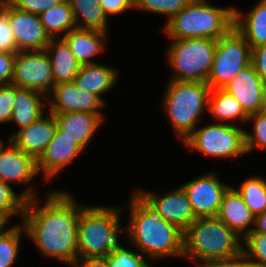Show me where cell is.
Masks as SVG:
<instances>
[{"mask_svg":"<svg viewBox=\"0 0 266 267\" xmlns=\"http://www.w3.org/2000/svg\"><path fill=\"white\" fill-rule=\"evenodd\" d=\"M45 196L43 205H38V197L26 202L22 219L26 235L42 255L71 266L78 258V221L85 205H78L64 190H51Z\"/></svg>","mask_w":266,"mask_h":267,"instance_id":"6da1fadb","label":"cell"},{"mask_svg":"<svg viewBox=\"0 0 266 267\" xmlns=\"http://www.w3.org/2000/svg\"><path fill=\"white\" fill-rule=\"evenodd\" d=\"M129 202L130 215L124 232L128 235L130 247L138 248L151 260L183 258L184 233L159 217L136 192Z\"/></svg>","mask_w":266,"mask_h":267,"instance_id":"7a4b0ae2","label":"cell"},{"mask_svg":"<svg viewBox=\"0 0 266 267\" xmlns=\"http://www.w3.org/2000/svg\"><path fill=\"white\" fill-rule=\"evenodd\" d=\"M240 251L242 238L217 217L197 218L183 235V257L197 267Z\"/></svg>","mask_w":266,"mask_h":267,"instance_id":"3957f363","label":"cell"},{"mask_svg":"<svg viewBox=\"0 0 266 267\" xmlns=\"http://www.w3.org/2000/svg\"><path fill=\"white\" fill-rule=\"evenodd\" d=\"M234 8L213 6L208 0H191L165 22L164 33L170 39L218 40L234 27Z\"/></svg>","mask_w":266,"mask_h":267,"instance_id":"277c9868","label":"cell"},{"mask_svg":"<svg viewBox=\"0 0 266 267\" xmlns=\"http://www.w3.org/2000/svg\"><path fill=\"white\" fill-rule=\"evenodd\" d=\"M123 207L85 206L79 214L77 250L78 258L106 257L120 244L118 235L124 231L120 225Z\"/></svg>","mask_w":266,"mask_h":267,"instance_id":"5b68a950","label":"cell"},{"mask_svg":"<svg viewBox=\"0 0 266 267\" xmlns=\"http://www.w3.org/2000/svg\"><path fill=\"white\" fill-rule=\"evenodd\" d=\"M165 88L160 105L163 103L175 135L184 142L198 127L201 115L208 112L211 88L206 82L173 80Z\"/></svg>","mask_w":266,"mask_h":267,"instance_id":"8992f818","label":"cell"},{"mask_svg":"<svg viewBox=\"0 0 266 267\" xmlns=\"http://www.w3.org/2000/svg\"><path fill=\"white\" fill-rule=\"evenodd\" d=\"M216 46L213 38L171 39L166 53L172 68L169 80L207 83Z\"/></svg>","mask_w":266,"mask_h":267,"instance_id":"52a82bcc","label":"cell"},{"mask_svg":"<svg viewBox=\"0 0 266 267\" xmlns=\"http://www.w3.org/2000/svg\"><path fill=\"white\" fill-rule=\"evenodd\" d=\"M245 130L239 124H208L197 127L183 143L204 155L231 159L247 153Z\"/></svg>","mask_w":266,"mask_h":267,"instance_id":"ba28073f","label":"cell"},{"mask_svg":"<svg viewBox=\"0 0 266 267\" xmlns=\"http://www.w3.org/2000/svg\"><path fill=\"white\" fill-rule=\"evenodd\" d=\"M251 51L250 45L235 27L219 38L207 80L210 88L223 89L251 63Z\"/></svg>","mask_w":266,"mask_h":267,"instance_id":"9c48e42d","label":"cell"},{"mask_svg":"<svg viewBox=\"0 0 266 267\" xmlns=\"http://www.w3.org/2000/svg\"><path fill=\"white\" fill-rule=\"evenodd\" d=\"M11 85L48 96L54 87L52 66L45 50L15 53Z\"/></svg>","mask_w":266,"mask_h":267,"instance_id":"30bf717a","label":"cell"},{"mask_svg":"<svg viewBox=\"0 0 266 267\" xmlns=\"http://www.w3.org/2000/svg\"><path fill=\"white\" fill-rule=\"evenodd\" d=\"M135 192L159 217L183 233L197 219L192 204L181 186L173 188L170 192H165L163 196H158L149 190H136Z\"/></svg>","mask_w":266,"mask_h":267,"instance_id":"8fae6325","label":"cell"},{"mask_svg":"<svg viewBox=\"0 0 266 267\" xmlns=\"http://www.w3.org/2000/svg\"><path fill=\"white\" fill-rule=\"evenodd\" d=\"M7 148L5 145L0 147V180L10 183L30 185L20 194L27 200L36 198L34 187L31 182L36 180L39 175L37 160L16 147L7 139ZM17 183V184H16Z\"/></svg>","mask_w":266,"mask_h":267,"instance_id":"7c38bea8","label":"cell"},{"mask_svg":"<svg viewBox=\"0 0 266 267\" xmlns=\"http://www.w3.org/2000/svg\"><path fill=\"white\" fill-rule=\"evenodd\" d=\"M0 8L8 15L18 51H40L50 42L39 15L13 7L7 0H0Z\"/></svg>","mask_w":266,"mask_h":267,"instance_id":"4fadbf2b","label":"cell"},{"mask_svg":"<svg viewBox=\"0 0 266 267\" xmlns=\"http://www.w3.org/2000/svg\"><path fill=\"white\" fill-rule=\"evenodd\" d=\"M186 192L197 218L216 217L221 201L231 185L220 181L215 172L180 185Z\"/></svg>","mask_w":266,"mask_h":267,"instance_id":"5bb4252c","label":"cell"},{"mask_svg":"<svg viewBox=\"0 0 266 267\" xmlns=\"http://www.w3.org/2000/svg\"><path fill=\"white\" fill-rule=\"evenodd\" d=\"M48 111L52 114L86 112L97 114L102 120L104 103L97 95L79 89L74 81L54 85L47 96Z\"/></svg>","mask_w":266,"mask_h":267,"instance_id":"9a60e30c","label":"cell"},{"mask_svg":"<svg viewBox=\"0 0 266 267\" xmlns=\"http://www.w3.org/2000/svg\"><path fill=\"white\" fill-rule=\"evenodd\" d=\"M264 83L265 81L250 63L223 89L236 98L243 110L251 115L261 112L264 107Z\"/></svg>","mask_w":266,"mask_h":267,"instance_id":"2e32d148","label":"cell"},{"mask_svg":"<svg viewBox=\"0 0 266 267\" xmlns=\"http://www.w3.org/2000/svg\"><path fill=\"white\" fill-rule=\"evenodd\" d=\"M47 116L43 115L29 126L16 130L8 138L16 147L36 160L44 153L58 128L54 114L48 111Z\"/></svg>","mask_w":266,"mask_h":267,"instance_id":"e0dca14e","label":"cell"},{"mask_svg":"<svg viewBox=\"0 0 266 267\" xmlns=\"http://www.w3.org/2000/svg\"><path fill=\"white\" fill-rule=\"evenodd\" d=\"M81 153L83 151L73 143V140L57 128L54 137L37 160L38 171L40 174L43 172V178L49 182L65 167L73 163V160Z\"/></svg>","mask_w":266,"mask_h":267,"instance_id":"ac0fdd59","label":"cell"},{"mask_svg":"<svg viewBox=\"0 0 266 267\" xmlns=\"http://www.w3.org/2000/svg\"><path fill=\"white\" fill-rule=\"evenodd\" d=\"M216 217L242 239L254 228L255 215L233 186H230L225 192Z\"/></svg>","mask_w":266,"mask_h":267,"instance_id":"d6986e66","label":"cell"},{"mask_svg":"<svg viewBox=\"0 0 266 267\" xmlns=\"http://www.w3.org/2000/svg\"><path fill=\"white\" fill-rule=\"evenodd\" d=\"M58 129L77 145L82 151L92 141L103 120L97 115L86 112L54 114Z\"/></svg>","mask_w":266,"mask_h":267,"instance_id":"ffe728a7","label":"cell"},{"mask_svg":"<svg viewBox=\"0 0 266 267\" xmlns=\"http://www.w3.org/2000/svg\"><path fill=\"white\" fill-rule=\"evenodd\" d=\"M63 39L81 64H94V58L106 51L104 42H108V33L96 29L76 28L69 31Z\"/></svg>","mask_w":266,"mask_h":267,"instance_id":"44dd1931","label":"cell"},{"mask_svg":"<svg viewBox=\"0 0 266 267\" xmlns=\"http://www.w3.org/2000/svg\"><path fill=\"white\" fill-rule=\"evenodd\" d=\"M119 75L118 70L110 65L84 64L73 81L79 89L97 95L105 103L102 95L116 86Z\"/></svg>","mask_w":266,"mask_h":267,"instance_id":"7402d4cb","label":"cell"},{"mask_svg":"<svg viewBox=\"0 0 266 267\" xmlns=\"http://www.w3.org/2000/svg\"><path fill=\"white\" fill-rule=\"evenodd\" d=\"M245 14L234 8V27L251 50L266 44V0H260Z\"/></svg>","mask_w":266,"mask_h":267,"instance_id":"603a6c76","label":"cell"},{"mask_svg":"<svg viewBox=\"0 0 266 267\" xmlns=\"http://www.w3.org/2000/svg\"><path fill=\"white\" fill-rule=\"evenodd\" d=\"M45 51L52 66L54 85L71 82L77 76L81 64L63 38H51Z\"/></svg>","mask_w":266,"mask_h":267,"instance_id":"cb8c5ba5","label":"cell"},{"mask_svg":"<svg viewBox=\"0 0 266 267\" xmlns=\"http://www.w3.org/2000/svg\"><path fill=\"white\" fill-rule=\"evenodd\" d=\"M44 99L47 100V96L41 92L16 86V100L10 122H15L19 129L29 126L46 113L44 109L48 104Z\"/></svg>","mask_w":266,"mask_h":267,"instance_id":"d4e9b609","label":"cell"},{"mask_svg":"<svg viewBox=\"0 0 266 267\" xmlns=\"http://www.w3.org/2000/svg\"><path fill=\"white\" fill-rule=\"evenodd\" d=\"M208 112L215 118V123L231 125H236V121L245 124L249 117L237 99L224 89H211Z\"/></svg>","mask_w":266,"mask_h":267,"instance_id":"484cf974","label":"cell"},{"mask_svg":"<svg viewBox=\"0 0 266 267\" xmlns=\"http://www.w3.org/2000/svg\"><path fill=\"white\" fill-rule=\"evenodd\" d=\"M75 24L81 29H96L108 33L109 19L104 14L100 0H68Z\"/></svg>","mask_w":266,"mask_h":267,"instance_id":"4316f807","label":"cell"},{"mask_svg":"<svg viewBox=\"0 0 266 267\" xmlns=\"http://www.w3.org/2000/svg\"><path fill=\"white\" fill-rule=\"evenodd\" d=\"M39 18L50 38H63L69 31L77 28L68 0L47 9Z\"/></svg>","mask_w":266,"mask_h":267,"instance_id":"83f0119b","label":"cell"},{"mask_svg":"<svg viewBox=\"0 0 266 267\" xmlns=\"http://www.w3.org/2000/svg\"><path fill=\"white\" fill-rule=\"evenodd\" d=\"M236 190L255 216L266 210V179L251 176L242 181Z\"/></svg>","mask_w":266,"mask_h":267,"instance_id":"f1b7e54d","label":"cell"},{"mask_svg":"<svg viewBox=\"0 0 266 267\" xmlns=\"http://www.w3.org/2000/svg\"><path fill=\"white\" fill-rule=\"evenodd\" d=\"M26 235V230L21 225L4 227L0 231V267H12L20 252L21 235Z\"/></svg>","mask_w":266,"mask_h":267,"instance_id":"f546056e","label":"cell"},{"mask_svg":"<svg viewBox=\"0 0 266 267\" xmlns=\"http://www.w3.org/2000/svg\"><path fill=\"white\" fill-rule=\"evenodd\" d=\"M27 199L15 193L11 185L0 180V217L8 224L15 215L23 219Z\"/></svg>","mask_w":266,"mask_h":267,"instance_id":"4dcf8cb0","label":"cell"},{"mask_svg":"<svg viewBox=\"0 0 266 267\" xmlns=\"http://www.w3.org/2000/svg\"><path fill=\"white\" fill-rule=\"evenodd\" d=\"M242 251L259 267H266V233L250 232L242 239Z\"/></svg>","mask_w":266,"mask_h":267,"instance_id":"1f68e13d","label":"cell"},{"mask_svg":"<svg viewBox=\"0 0 266 267\" xmlns=\"http://www.w3.org/2000/svg\"><path fill=\"white\" fill-rule=\"evenodd\" d=\"M191 0H134V9L167 16L169 20Z\"/></svg>","mask_w":266,"mask_h":267,"instance_id":"d6a6232c","label":"cell"},{"mask_svg":"<svg viewBox=\"0 0 266 267\" xmlns=\"http://www.w3.org/2000/svg\"><path fill=\"white\" fill-rule=\"evenodd\" d=\"M108 267H151L144 255L120 244L106 256Z\"/></svg>","mask_w":266,"mask_h":267,"instance_id":"836d02e7","label":"cell"},{"mask_svg":"<svg viewBox=\"0 0 266 267\" xmlns=\"http://www.w3.org/2000/svg\"><path fill=\"white\" fill-rule=\"evenodd\" d=\"M254 122L253 124V132L245 130V148L247 153L255 148L258 150L265 149L266 151V116L261 111L258 113H254L249 115L247 123Z\"/></svg>","mask_w":266,"mask_h":267,"instance_id":"e575fe53","label":"cell"},{"mask_svg":"<svg viewBox=\"0 0 266 267\" xmlns=\"http://www.w3.org/2000/svg\"><path fill=\"white\" fill-rule=\"evenodd\" d=\"M0 52L17 53L14 33L8 15L0 8Z\"/></svg>","mask_w":266,"mask_h":267,"instance_id":"d590c367","label":"cell"},{"mask_svg":"<svg viewBox=\"0 0 266 267\" xmlns=\"http://www.w3.org/2000/svg\"><path fill=\"white\" fill-rule=\"evenodd\" d=\"M16 100V86L0 85V124L10 122Z\"/></svg>","mask_w":266,"mask_h":267,"instance_id":"8d00e7d4","label":"cell"},{"mask_svg":"<svg viewBox=\"0 0 266 267\" xmlns=\"http://www.w3.org/2000/svg\"><path fill=\"white\" fill-rule=\"evenodd\" d=\"M13 7L24 12L40 15L63 0H7Z\"/></svg>","mask_w":266,"mask_h":267,"instance_id":"74e56055","label":"cell"},{"mask_svg":"<svg viewBox=\"0 0 266 267\" xmlns=\"http://www.w3.org/2000/svg\"><path fill=\"white\" fill-rule=\"evenodd\" d=\"M203 267H254V264L246 257L243 251H240L229 258L209 261Z\"/></svg>","mask_w":266,"mask_h":267,"instance_id":"f35d334b","label":"cell"},{"mask_svg":"<svg viewBox=\"0 0 266 267\" xmlns=\"http://www.w3.org/2000/svg\"><path fill=\"white\" fill-rule=\"evenodd\" d=\"M104 14L113 16L124 13L127 9H134V0H100Z\"/></svg>","mask_w":266,"mask_h":267,"instance_id":"ab89813d","label":"cell"},{"mask_svg":"<svg viewBox=\"0 0 266 267\" xmlns=\"http://www.w3.org/2000/svg\"><path fill=\"white\" fill-rule=\"evenodd\" d=\"M15 54L0 52V85L11 84Z\"/></svg>","mask_w":266,"mask_h":267,"instance_id":"60d3db41","label":"cell"},{"mask_svg":"<svg viewBox=\"0 0 266 267\" xmlns=\"http://www.w3.org/2000/svg\"><path fill=\"white\" fill-rule=\"evenodd\" d=\"M251 63L261 78L266 81V44L252 49Z\"/></svg>","mask_w":266,"mask_h":267,"instance_id":"b9f144b4","label":"cell"},{"mask_svg":"<svg viewBox=\"0 0 266 267\" xmlns=\"http://www.w3.org/2000/svg\"><path fill=\"white\" fill-rule=\"evenodd\" d=\"M71 267H108L106 257L77 258Z\"/></svg>","mask_w":266,"mask_h":267,"instance_id":"7bdbcfd3","label":"cell"},{"mask_svg":"<svg viewBox=\"0 0 266 267\" xmlns=\"http://www.w3.org/2000/svg\"><path fill=\"white\" fill-rule=\"evenodd\" d=\"M251 232L266 233V210L255 216L254 228Z\"/></svg>","mask_w":266,"mask_h":267,"instance_id":"ee69618b","label":"cell"},{"mask_svg":"<svg viewBox=\"0 0 266 267\" xmlns=\"http://www.w3.org/2000/svg\"><path fill=\"white\" fill-rule=\"evenodd\" d=\"M7 226V223L0 217V231Z\"/></svg>","mask_w":266,"mask_h":267,"instance_id":"f6af8a7d","label":"cell"},{"mask_svg":"<svg viewBox=\"0 0 266 267\" xmlns=\"http://www.w3.org/2000/svg\"><path fill=\"white\" fill-rule=\"evenodd\" d=\"M264 106H266V81L264 83Z\"/></svg>","mask_w":266,"mask_h":267,"instance_id":"bcb514c9","label":"cell"},{"mask_svg":"<svg viewBox=\"0 0 266 267\" xmlns=\"http://www.w3.org/2000/svg\"><path fill=\"white\" fill-rule=\"evenodd\" d=\"M262 112L265 114V116H266V106H264L263 108H262Z\"/></svg>","mask_w":266,"mask_h":267,"instance_id":"7dc6e473","label":"cell"},{"mask_svg":"<svg viewBox=\"0 0 266 267\" xmlns=\"http://www.w3.org/2000/svg\"><path fill=\"white\" fill-rule=\"evenodd\" d=\"M4 145L2 138H0V147H2Z\"/></svg>","mask_w":266,"mask_h":267,"instance_id":"c3c4849f","label":"cell"}]
</instances>
